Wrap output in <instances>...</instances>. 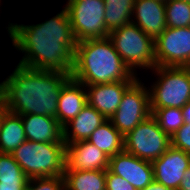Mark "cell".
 Returning <instances> with one entry per match:
<instances>
[{
	"label": "cell",
	"mask_w": 190,
	"mask_h": 190,
	"mask_svg": "<svg viewBox=\"0 0 190 190\" xmlns=\"http://www.w3.org/2000/svg\"><path fill=\"white\" fill-rule=\"evenodd\" d=\"M6 29L12 46L24 54L18 64L71 74L77 42L65 7L39 24L9 22Z\"/></svg>",
	"instance_id": "1"
},
{
	"label": "cell",
	"mask_w": 190,
	"mask_h": 190,
	"mask_svg": "<svg viewBox=\"0 0 190 190\" xmlns=\"http://www.w3.org/2000/svg\"><path fill=\"white\" fill-rule=\"evenodd\" d=\"M0 83L8 111L18 115L36 114L57 119L58 99L69 73L38 70L17 64Z\"/></svg>",
	"instance_id": "2"
},
{
	"label": "cell",
	"mask_w": 190,
	"mask_h": 190,
	"mask_svg": "<svg viewBox=\"0 0 190 190\" xmlns=\"http://www.w3.org/2000/svg\"><path fill=\"white\" fill-rule=\"evenodd\" d=\"M70 76L83 85L136 81L139 78L124 63L108 37L77 43Z\"/></svg>",
	"instance_id": "3"
},
{
	"label": "cell",
	"mask_w": 190,
	"mask_h": 190,
	"mask_svg": "<svg viewBox=\"0 0 190 190\" xmlns=\"http://www.w3.org/2000/svg\"><path fill=\"white\" fill-rule=\"evenodd\" d=\"M11 155L28 179L63 176L66 166L65 143L26 140Z\"/></svg>",
	"instance_id": "4"
},
{
	"label": "cell",
	"mask_w": 190,
	"mask_h": 190,
	"mask_svg": "<svg viewBox=\"0 0 190 190\" xmlns=\"http://www.w3.org/2000/svg\"><path fill=\"white\" fill-rule=\"evenodd\" d=\"M108 38L135 75L138 67L146 70L156 67L155 39L144 33L135 23H127L112 31Z\"/></svg>",
	"instance_id": "5"
},
{
	"label": "cell",
	"mask_w": 190,
	"mask_h": 190,
	"mask_svg": "<svg viewBox=\"0 0 190 190\" xmlns=\"http://www.w3.org/2000/svg\"><path fill=\"white\" fill-rule=\"evenodd\" d=\"M157 75L149 90L150 108H182L190 101V67H163L152 69Z\"/></svg>",
	"instance_id": "6"
},
{
	"label": "cell",
	"mask_w": 190,
	"mask_h": 190,
	"mask_svg": "<svg viewBox=\"0 0 190 190\" xmlns=\"http://www.w3.org/2000/svg\"><path fill=\"white\" fill-rule=\"evenodd\" d=\"M65 8L77 43L109 36L104 0H67Z\"/></svg>",
	"instance_id": "7"
},
{
	"label": "cell",
	"mask_w": 190,
	"mask_h": 190,
	"mask_svg": "<svg viewBox=\"0 0 190 190\" xmlns=\"http://www.w3.org/2000/svg\"><path fill=\"white\" fill-rule=\"evenodd\" d=\"M170 146V136L160 129L152 114L124 136V151L149 162L161 157Z\"/></svg>",
	"instance_id": "8"
},
{
	"label": "cell",
	"mask_w": 190,
	"mask_h": 190,
	"mask_svg": "<svg viewBox=\"0 0 190 190\" xmlns=\"http://www.w3.org/2000/svg\"><path fill=\"white\" fill-rule=\"evenodd\" d=\"M150 115L149 90L138 78L125 91L118 109L109 120L125 136Z\"/></svg>",
	"instance_id": "9"
},
{
	"label": "cell",
	"mask_w": 190,
	"mask_h": 190,
	"mask_svg": "<svg viewBox=\"0 0 190 190\" xmlns=\"http://www.w3.org/2000/svg\"><path fill=\"white\" fill-rule=\"evenodd\" d=\"M156 66L190 67V27H167L155 39Z\"/></svg>",
	"instance_id": "10"
},
{
	"label": "cell",
	"mask_w": 190,
	"mask_h": 190,
	"mask_svg": "<svg viewBox=\"0 0 190 190\" xmlns=\"http://www.w3.org/2000/svg\"><path fill=\"white\" fill-rule=\"evenodd\" d=\"M108 170L124 178L136 190H142L154 181L152 162L142 160L126 151L110 157Z\"/></svg>",
	"instance_id": "11"
},
{
	"label": "cell",
	"mask_w": 190,
	"mask_h": 190,
	"mask_svg": "<svg viewBox=\"0 0 190 190\" xmlns=\"http://www.w3.org/2000/svg\"><path fill=\"white\" fill-rule=\"evenodd\" d=\"M154 181L165 187L178 190L185 171L190 166V154L172 145L152 162Z\"/></svg>",
	"instance_id": "12"
},
{
	"label": "cell",
	"mask_w": 190,
	"mask_h": 190,
	"mask_svg": "<svg viewBox=\"0 0 190 190\" xmlns=\"http://www.w3.org/2000/svg\"><path fill=\"white\" fill-rule=\"evenodd\" d=\"M66 166L64 171L107 170L109 157L87 140L65 143Z\"/></svg>",
	"instance_id": "13"
},
{
	"label": "cell",
	"mask_w": 190,
	"mask_h": 190,
	"mask_svg": "<svg viewBox=\"0 0 190 190\" xmlns=\"http://www.w3.org/2000/svg\"><path fill=\"white\" fill-rule=\"evenodd\" d=\"M134 82L135 81H119L114 83L85 85L87 104L95 108L106 119H110L118 109L125 91Z\"/></svg>",
	"instance_id": "14"
},
{
	"label": "cell",
	"mask_w": 190,
	"mask_h": 190,
	"mask_svg": "<svg viewBox=\"0 0 190 190\" xmlns=\"http://www.w3.org/2000/svg\"><path fill=\"white\" fill-rule=\"evenodd\" d=\"M132 22L144 33L156 39L167 28L165 2L159 0H135Z\"/></svg>",
	"instance_id": "15"
},
{
	"label": "cell",
	"mask_w": 190,
	"mask_h": 190,
	"mask_svg": "<svg viewBox=\"0 0 190 190\" xmlns=\"http://www.w3.org/2000/svg\"><path fill=\"white\" fill-rule=\"evenodd\" d=\"M26 139L43 143H65L63 127L51 116L24 114L21 115Z\"/></svg>",
	"instance_id": "16"
},
{
	"label": "cell",
	"mask_w": 190,
	"mask_h": 190,
	"mask_svg": "<svg viewBox=\"0 0 190 190\" xmlns=\"http://www.w3.org/2000/svg\"><path fill=\"white\" fill-rule=\"evenodd\" d=\"M87 105L86 87L70 78L61 88L57 106V120L63 127Z\"/></svg>",
	"instance_id": "17"
},
{
	"label": "cell",
	"mask_w": 190,
	"mask_h": 190,
	"mask_svg": "<svg viewBox=\"0 0 190 190\" xmlns=\"http://www.w3.org/2000/svg\"><path fill=\"white\" fill-rule=\"evenodd\" d=\"M107 119L88 104L78 115L63 126L65 143L87 140L89 136Z\"/></svg>",
	"instance_id": "18"
},
{
	"label": "cell",
	"mask_w": 190,
	"mask_h": 190,
	"mask_svg": "<svg viewBox=\"0 0 190 190\" xmlns=\"http://www.w3.org/2000/svg\"><path fill=\"white\" fill-rule=\"evenodd\" d=\"M26 140L21 115L7 111L0 126V153L11 154Z\"/></svg>",
	"instance_id": "19"
},
{
	"label": "cell",
	"mask_w": 190,
	"mask_h": 190,
	"mask_svg": "<svg viewBox=\"0 0 190 190\" xmlns=\"http://www.w3.org/2000/svg\"><path fill=\"white\" fill-rule=\"evenodd\" d=\"M109 158L124 151V136L107 119L87 139Z\"/></svg>",
	"instance_id": "20"
},
{
	"label": "cell",
	"mask_w": 190,
	"mask_h": 190,
	"mask_svg": "<svg viewBox=\"0 0 190 190\" xmlns=\"http://www.w3.org/2000/svg\"><path fill=\"white\" fill-rule=\"evenodd\" d=\"M65 190H103L106 170L64 171Z\"/></svg>",
	"instance_id": "21"
},
{
	"label": "cell",
	"mask_w": 190,
	"mask_h": 190,
	"mask_svg": "<svg viewBox=\"0 0 190 190\" xmlns=\"http://www.w3.org/2000/svg\"><path fill=\"white\" fill-rule=\"evenodd\" d=\"M135 0H104L105 26L108 33L132 22Z\"/></svg>",
	"instance_id": "22"
},
{
	"label": "cell",
	"mask_w": 190,
	"mask_h": 190,
	"mask_svg": "<svg viewBox=\"0 0 190 190\" xmlns=\"http://www.w3.org/2000/svg\"><path fill=\"white\" fill-rule=\"evenodd\" d=\"M165 16L167 27H190V2L183 0H166Z\"/></svg>",
	"instance_id": "23"
},
{
	"label": "cell",
	"mask_w": 190,
	"mask_h": 190,
	"mask_svg": "<svg viewBox=\"0 0 190 190\" xmlns=\"http://www.w3.org/2000/svg\"><path fill=\"white\" fill-rule=\"evenodd\" d=\"M150 111L156 118L160 129L170 137L184 124L181 108H150Z\"/></svg>",
	"instance_id": "24"
},
{
	"label": "cell",
	"mask_w": 190,
	"mask_h": 190,
	"mask_svg": "<svg viewBox=\"0 0 190 190\" xmlns=\"http://www.w3.org/2000/svg\"><path fill=\"white\" fill-rule=\"evenodd\" d=\"M0 182H28V178L11 154L0 153Z\"/></svg>",
	"instance_id": "25"
},
{
	"label": "cell",
	"mask_w": 190,
	"mask_h": 190,
	"mask_svg": "<svg viewBox=\"0 0 190 190\" xmlns=\"http://www.w3.org/2000/svg\"><path fill=\"white\" fill-rule=\"evenodd\" d=\"M26 190H65L63 176L28 179Z\"/></svg>",
	"instance_id": "26"
},
{
	"label": "cell",
	"mask_w": 190,
	"mask_h": 190,
	"mask_svg": "<svg viewBox=\"0 0 190 190\" xmlns=\"http://www.w3.org/2000/svg\"><path fill=\"white\" fill-rule=\"evenodd\" d=\"M170 138L173 147L190 154V123H184Z\"/></svg>",
	"instance_id": "27"
},
{
	"label": "cell",
	"mask_w": 190,
	"mask_h": 190,
	"mask_svg": "<svg viewBox=\"0 0 190 190\" xmlns=\"http://www.w3.org/2000/svg\"><path fill=\"white\" fill-rule=\"evenodd\" d=\"M106 188L108 190H136L129 182L121 176L106 170Z\"/></svg>",
	"instance_id": "28"
},
{
	"label": "cell",
	"mask_w": 190,
	"mask_h": 190,
	"mask_svg": "<svg viewBox=\"0 0 190 190\" xmlns=\"http://www.w3.org/2000/svg\"><path fill=\"white\" fill-rule=\"evenodd\" d=\"M28 182H0V190H26Z\"/></svg>",
	"instance_id": "29"
},
{
	"label": "cell",
	"mask_w": 190,
	"mask_h": 190,
	"mask_svg": "<svg viewBox=\"0 0 190 190\" xmlns=\"http://www.w3.org/2000/svg\"><path fill=\"white\" fill-rule=\"evenodd\" d=\"M178 190H190V166L184 173V177L180 183Z\"/></svg>",
	"instance_id": "30"
},
{
	"label": "cell",
	"mask_w": 190,
	"mask_h": 190,
	"mask_svg": "<svg viewBox=\"0 0 190 190\" xmlns=\"http://www.w3.org/2000/svg\"><path fill=\"white\" fill-rule=\"evenodd\" d=\"M142 190H174V189L165 187L164 185H162L156 181H153Z\"/></svg>",
	"instance_id": "31"
},
{
	"label": "cell",
	"mask_w": 190,
	"mask_h": 190,
	"mask_svg": "<svg viewBox=\"0 0 190 190\" xmlns=\"http://www.w3.org/2000/svg\"><path fill=\"white\" fill-rule=\"evenodd\" d=\"M182 115L184 118V123H190V101L187 102L182 108Z\"/></svg>",
	"instance_id": "32"
},
{
	"label": "cell",
	"mask_w": 190,
	"mask_h": 190,
	"mask_svg": "<svg viewBox=\"0 0 190 190\" xmlns=\"http://www.w3.org/2000/svg\"><path fill=\"white\" fill-rule=\"evenodd\" d=\"M7 111H8V108L6 107L4 97L0 93V126H1L2 119H3V117H4V115L6 114Z\"/></svg>",
	"instance_id": "33"
}]
</instances>
